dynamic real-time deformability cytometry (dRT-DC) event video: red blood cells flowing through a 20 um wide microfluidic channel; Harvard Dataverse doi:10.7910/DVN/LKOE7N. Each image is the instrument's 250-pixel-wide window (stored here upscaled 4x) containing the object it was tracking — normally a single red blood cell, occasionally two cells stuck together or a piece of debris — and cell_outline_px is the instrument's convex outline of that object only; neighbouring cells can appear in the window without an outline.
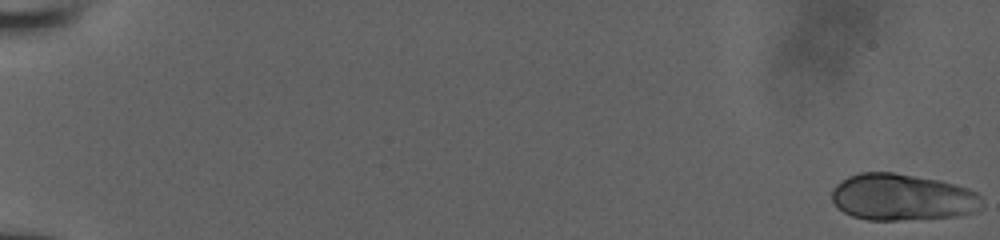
{"species": "human", "species_latin": "Homo sapiens", "temperature_condition": "room temperature", "stored_images_in_passage": 70, "camera_frame_rate_fps": 3000, "um_per_image_px": 0.085, "donor": {"sex": "male"}, "frame": {"image": 1, "passage_image": 1, "time_ms": 0.0, "image_size_px": [1000, 240], "cell_outline_px": [[984, 208], [972, 212], [956, 216], [896, 220], [868, 220], [852, 216], [844, 212], [832, 200], [832, 188], [836, 184], [848, 176], [860, 172], [892, 172], [940, 180], [968, 188], [976, 192], [980, 196]], "centroid_in_image_um": [76.7, 16.75], "position_along_channel_um": 8.3, "area_um2": 40.86}}
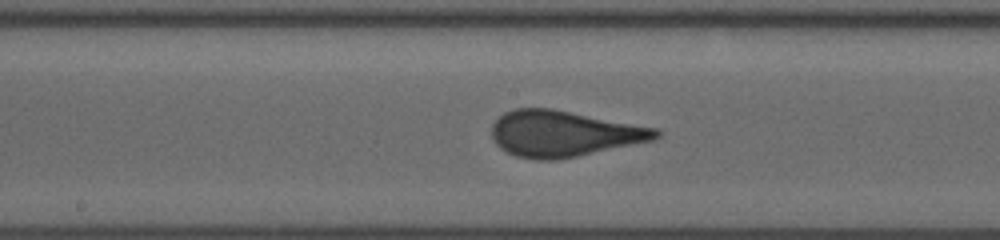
{"frame": {"image": 2, "passage_image": 42, "time_ms": 10.0, "image_size_px": [1000, 240], "cell_outline_px": [[660, 136], [656, 140], [556, 160], [532, 160], [516, 156], [500, 148], [496, 144], [492, 136], [492, 124], [504, 112], [516, 108], [552, 108], [660, 128]], "centroid_in_image_um": [47.95, 11.35], "position_along_channel_um": 200.3, "area_um2": 44.27}}
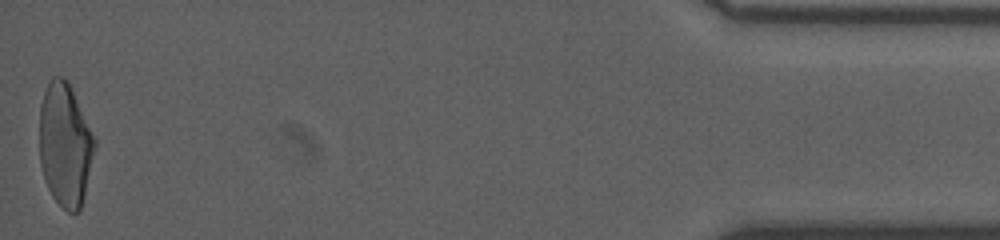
{"frame": {"image": 3, "passage_image": 70, "time_ms": 17.667, "image_size_px": [1000, 240], "cell_outline_px": [[96, 148], [84, 196], [80, 208], [76, 212], [68, 212], [52, 196], [44, 180], [40, 164], [40, 104], [48, 80], [52, 76], [64, 76], [68, 80], [96, 136]], "centroid_in_image_um": [5.55, 12.24], "position_along_channel_um": 429.7, "area_um2": 40.23}}